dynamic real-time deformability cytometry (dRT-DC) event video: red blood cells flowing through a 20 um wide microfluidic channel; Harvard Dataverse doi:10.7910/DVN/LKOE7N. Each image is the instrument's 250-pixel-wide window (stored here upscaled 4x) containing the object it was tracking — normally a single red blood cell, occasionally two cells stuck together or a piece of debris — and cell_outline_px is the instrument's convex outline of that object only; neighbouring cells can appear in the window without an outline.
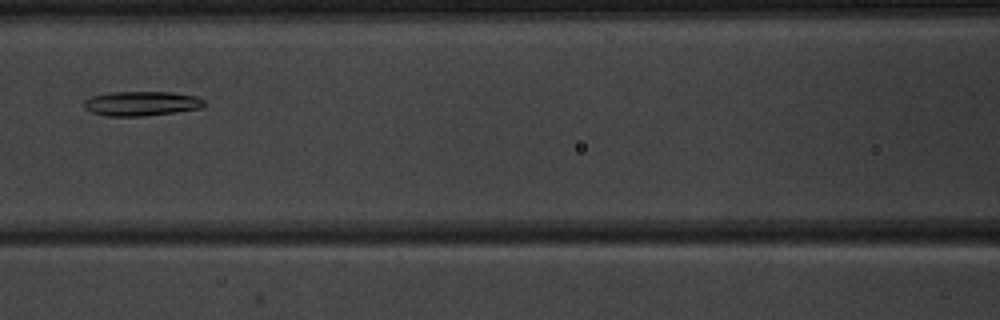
{"species": "common noctule bat (a hibernating species)", "species_latin": "Nyctalus noctula", "temperature_condition": "warm", "stored_images_in_passage": 5, "camera_frame_rate_fps": 3000, "um_per_image_px": 0.085, "animal": {"sex": "male", "body_mass_g": 20.1, "forearm_length_mm": 53.5}, "frame": {"image": 1, "passage_image": 5, "time_ms": 4.667, "image_size_px": [1000, 320], "cell_outline_px": [[204, 104], [200, 108], [176, 112], [144, 116], [108, 116], [92, 112], [84, 108], [84, 100], [92, 96], [112, 92], [172, 92], [196, 96], [204, 100]], "centroid_in_image_um": [12.01, 8.8], "position_along_channel_um": 154.6, "area_um2": 17.11}}